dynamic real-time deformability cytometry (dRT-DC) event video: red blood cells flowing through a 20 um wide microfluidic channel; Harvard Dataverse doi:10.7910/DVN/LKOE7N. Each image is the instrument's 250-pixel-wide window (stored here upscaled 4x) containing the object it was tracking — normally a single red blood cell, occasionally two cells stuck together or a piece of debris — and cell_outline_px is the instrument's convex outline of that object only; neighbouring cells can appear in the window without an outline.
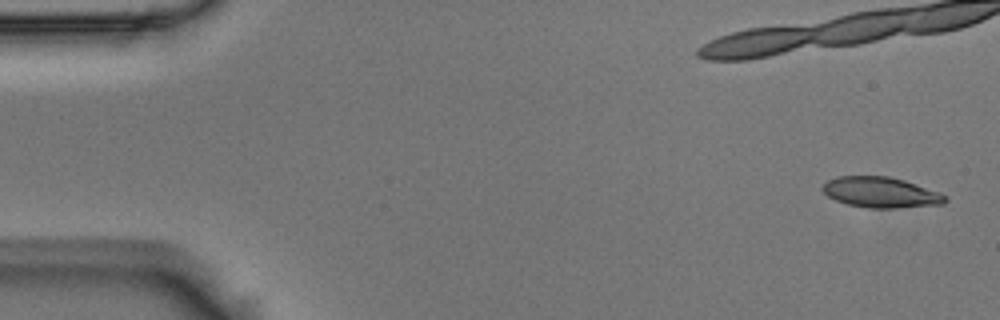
{"species": "Egyptian fruit bat (a non-hibernating species)", "species_latin": "Rousettus aegyptiacus", "temperature_condition": "room temperature", "stored_images_in_passage": 20, "camera_frame_rate_fps": 3000, "um_per_image_px": 0.085, "animal": {"sex": "male"}, "frame": {"image": 1, "passage_image": 1, "time_ms": 0.0, "image_size_px": [1000, 320], "cell_outline_px": [[948, 200], [944, 204], [896, 208], [872, 208], [848, 204], [836, 200], [828, 196], [820, 188], [828, 180], [836, 176], [888, 176], [904, 180], [940, 192], [948, 196]], "centroid_in_image_um": [74.89, 16.35], "position_along_channel_um": 10.1, "area_um2": 21.91}}